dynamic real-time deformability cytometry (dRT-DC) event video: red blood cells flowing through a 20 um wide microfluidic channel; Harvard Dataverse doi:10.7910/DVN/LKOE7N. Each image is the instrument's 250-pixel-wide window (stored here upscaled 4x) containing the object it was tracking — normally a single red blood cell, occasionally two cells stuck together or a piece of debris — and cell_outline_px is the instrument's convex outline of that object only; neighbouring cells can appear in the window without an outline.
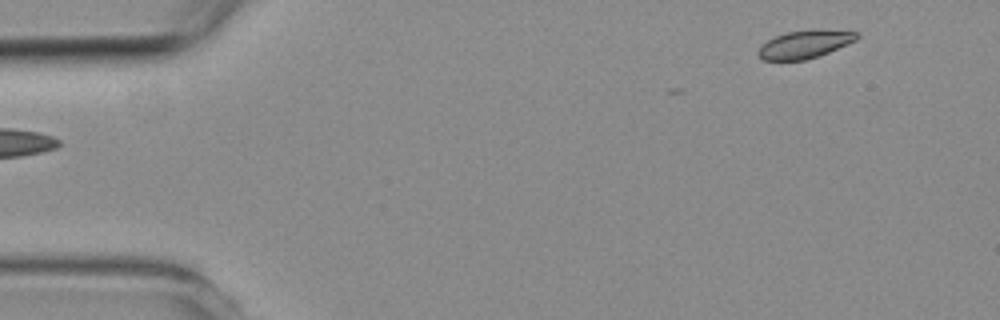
{"species": "common noctule bat (a hibernating species)", "species_latin": "Nyctalus noctula", "temperature_condition": "room temperature", "stored_images_in_passage": 2, "camera_frame_rate_fps": 3000, "um_per_image_px": 0.085, "animal": {"sex": "female", "body_mass_g": 19.3, "forearm_length_mm": 54.1}, "frame": {"image": 1, "passage_image": 2, "time_ms": 1.0, "image_size_px": [1000, 320], "cell_outline_px": [[860, 36], [856, 40], [828, 52], [804, 60], [764, 60], [756, 52], [768, 40], [776, 36], [788, 32], [856, 32]], "centroid_in_image_um": [68.34, 3.82], "position_along_channel_um": 16.7, "area_um2": 14.85}}